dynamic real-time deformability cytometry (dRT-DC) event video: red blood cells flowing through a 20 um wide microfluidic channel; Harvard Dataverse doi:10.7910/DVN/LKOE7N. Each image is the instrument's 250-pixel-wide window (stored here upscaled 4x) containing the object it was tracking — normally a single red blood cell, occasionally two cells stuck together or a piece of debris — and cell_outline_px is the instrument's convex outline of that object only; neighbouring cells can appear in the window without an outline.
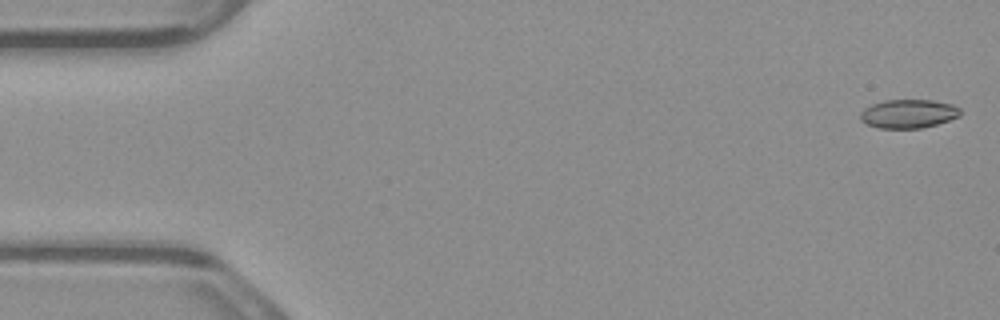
{"species": "common noctule bat (a hibernating species)", "species_latin": "Nyctalus noctula", "temperature_condition": "warm", "stored_images_in_passage": 5, "camera_frame_rate_fps": 3000, "um_per_image_px": 0.085, "animal": {"sex": "male", "body_mass_g": 23.1, "forearm_length_mm": 52.7}, "frame": {"image": 1, "passage_image": 1, "time_ms": 0.0, "image_size_px": [1000, 320], "cell_outline_px": [[960, 116], [936, 124], [920, 128], [880, 128], [868, 124], [860, 120], [860, 112], [864, 108], [872, 104], [884, 100], [932, 100], [952, 104], [960, 108]], "centroid_in_image_um": [77.2, 9.66], "position_along_channel_um": 7.8, "area_um2": 16.65}}
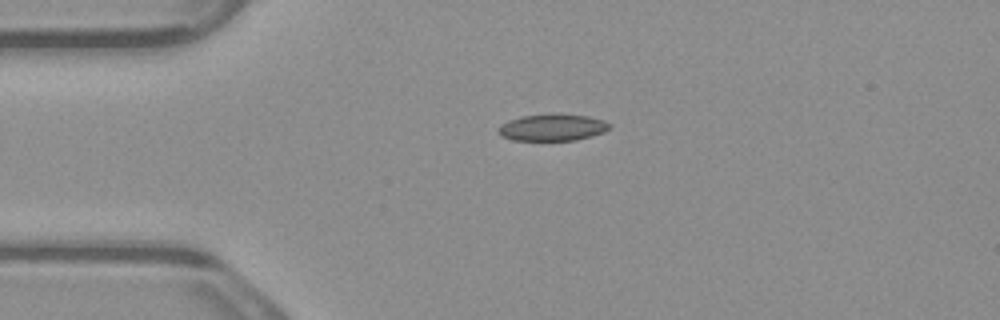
{"frame": {"image": 2, "passage_image": 4, "time_ms": 1.0, "image_size_px": [1000, 320], "cell_outline_px": [[612, 124], [604, 132], [592, 136], [576, 140], [512, 140], [500, 136], [496, 132], [496, 128], [500, 124], [508, 120], [520, 116], [552, 112], [588, 116], [604, 120]], "centroid_in_image_um": [46.91, 10.81], "position_along_channel_um": 38.1, "area_um2": 17.92}}